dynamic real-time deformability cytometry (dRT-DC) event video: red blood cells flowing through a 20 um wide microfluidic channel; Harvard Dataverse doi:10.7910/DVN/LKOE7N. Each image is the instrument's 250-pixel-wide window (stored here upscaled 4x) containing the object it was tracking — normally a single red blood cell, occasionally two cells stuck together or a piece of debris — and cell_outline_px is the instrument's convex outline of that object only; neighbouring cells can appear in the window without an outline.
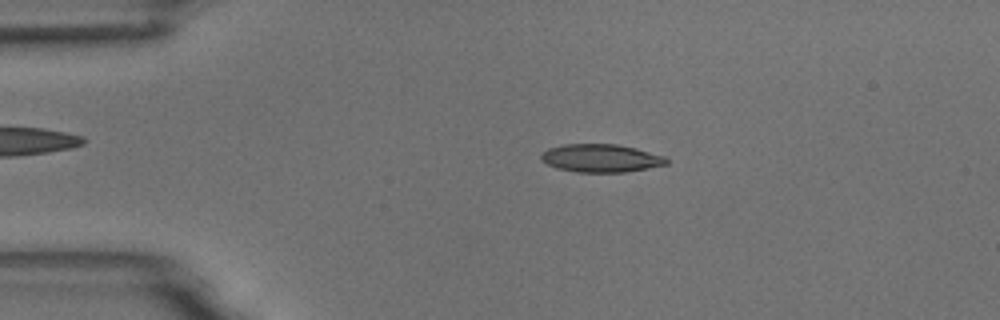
{"species": "common noctule bat (a hibernating species)", "species_latin": "Nyctalus noctula", "temperature_condition": "room temperature", "stored_images_in_passage": 2, "camera_frame_rate_fps": 3000, "um_per_image_px": 0.085, "animal": {"sex": "male", "body_mass_g": 18.8}, "frame": {"image": 1, "passage_image": 1, "time_ms": 0.0, "image_size_px": [1000, 320], "cell_outline_px": [[668, 164], [648, 168], [624, 172], [576, 172], [556, 168], [540, 160], [540, 156], [548, 148], [564, 144], [616, 144], [636, 148], [664, 156], [668, 160]], "centroid_in_image_um": [51.06, 13.44], "position_along_channel_um": 33.9, "area_um2": 20.46}}